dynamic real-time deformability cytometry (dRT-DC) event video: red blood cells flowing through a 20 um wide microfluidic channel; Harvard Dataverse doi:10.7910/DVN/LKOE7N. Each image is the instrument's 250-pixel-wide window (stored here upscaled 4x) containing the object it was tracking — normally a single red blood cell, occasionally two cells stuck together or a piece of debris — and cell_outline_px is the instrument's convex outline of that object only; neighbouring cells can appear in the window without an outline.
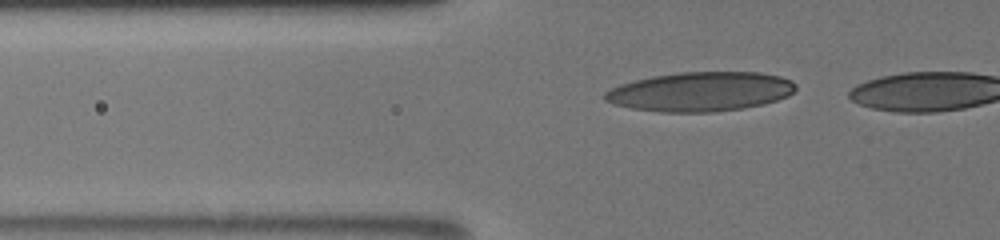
{"species": "human", "species_latin": "Homo sapiens", "temperature_condition": "room temperature", "stored_images_in_passage": 12, "camera_frame_rate_fps": 3000, "um_per_image_px": 0.085, "donor": {"sex": "male"}, "frame": {"image": 1, "passage_image": 3, "time_ms": 0.667, "image_size_px": [1000, 240], "cell_outline_px": [[796, 88], [788, 96], [764, 104], [744, 108], [712, 112], [660, 112], [632, 108], [616, 104], [604, 100], [604, 92], [620, 84], [652, 76], [680, 72], [760, 72], [780, 76], [792, 80], [796, 84]], "centroid_in_image_um": [59.57, 7.78], "position_along_channel_um": 66.2, "area_um2": 43.75}}
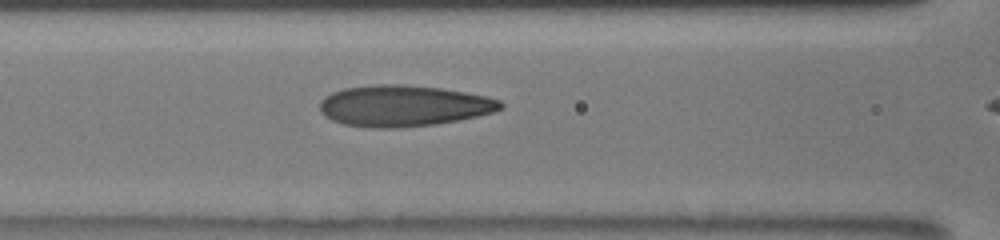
{"frame": {"image": 2, "passage_image": 9, "time_ms": 2.667, "image_size_px": [1000, 240], "cell_outline_px": [[504, 108], [492, 112], [476, 116], [436, 124], [396, 128], [372, 128], [344, 124], [332, 120], [324, 116], [320, 112], [320, 100], [324, 96], [332, 92], [344, 88], [376, 84], [404, 84], [440, 88], [464, 92], [484, 96], [500, 100], [504, 104]], "centroid_in_image_um": [34.26, 8.99], "position_along_channel_um": 132.3, "area_um2": 43.41}}